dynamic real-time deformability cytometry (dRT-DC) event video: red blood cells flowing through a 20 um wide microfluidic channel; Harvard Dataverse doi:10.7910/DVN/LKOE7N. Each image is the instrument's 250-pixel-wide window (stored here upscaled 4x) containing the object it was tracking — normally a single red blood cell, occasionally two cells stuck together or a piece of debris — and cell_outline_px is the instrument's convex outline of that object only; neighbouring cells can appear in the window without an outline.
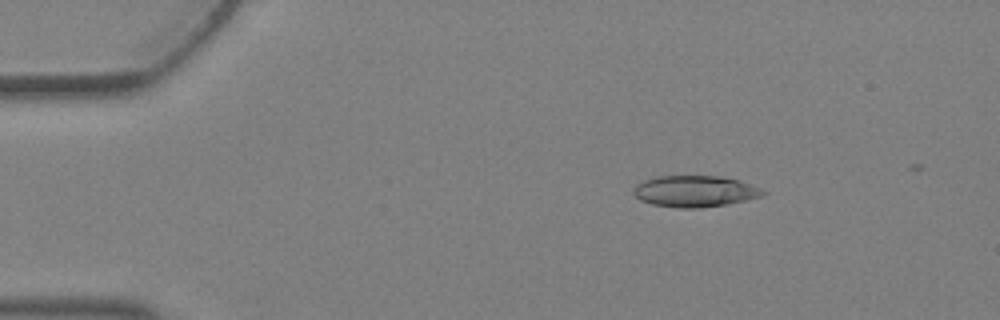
{"species": "Egyptian fruit bat (a non-hibernating species)", "species_latin": "Rousettus aegyptiacus", "temperature_condition": "warm", "stored_images_in_passage": 3, "camera_frame_rate_fps": 3000, "um_per_image_px": 0.085, "animal": {"sex": "female"}, "frame": {"image": 1, "passage_image": 1, "time_ms": 0.0, "image_size_px": [1000, 320], "cell_outline_px": [[768, 192], [760, 196], [744, 200], [724, 204], [700, 208], [680, 208], [652, 204], [640, 200], [632, 192], [632, 188], [636, 184], [644, 180], [656, 176], [716, 176], [740, 180], [760, 188]], "centroid_in_image_um": [59.02, 16.25], "position_along_channel_um": 26.0, "area_um2": 23.52}}